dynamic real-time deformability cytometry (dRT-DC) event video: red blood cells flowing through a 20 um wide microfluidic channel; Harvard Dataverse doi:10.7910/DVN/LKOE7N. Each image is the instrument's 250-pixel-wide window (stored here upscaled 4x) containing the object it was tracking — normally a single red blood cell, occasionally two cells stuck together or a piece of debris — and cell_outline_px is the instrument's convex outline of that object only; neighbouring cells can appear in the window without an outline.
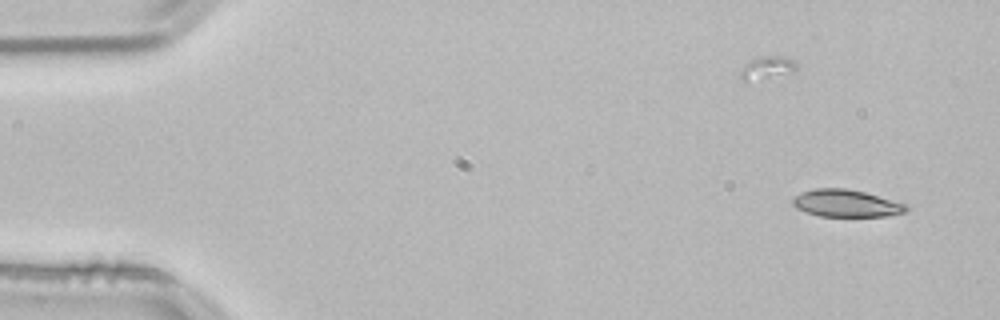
{"species": "common noctule bat (a hibernating species)", "species_latin": "Nyctalus noctula", "temperature_condition": "room temperature", "stored_images_in_passage": 53, "camera_frame_rate_fps": 3000, "um_per_image_px": 0.085, "animal": {"sex": "male", "body_mass_g": 21.5, "forearm_length_mm": 52.0}, "frame": {"image": 1, "passage_image": 3, "time_ms": 0.667, "image_size_px": [1000, 320], "cell_outline_px": [[908, 208], [904, 212], [884, 216], [820, 216], [796, 208], [792, 204], [792, 196], [800, 192], [812, 188], [848, 188], [864, 192], [908, 204]], "centroid_in_image_um": [71.88, 17.26], "position_along_channel_um": 13.1, "area_um2": 18.09}}
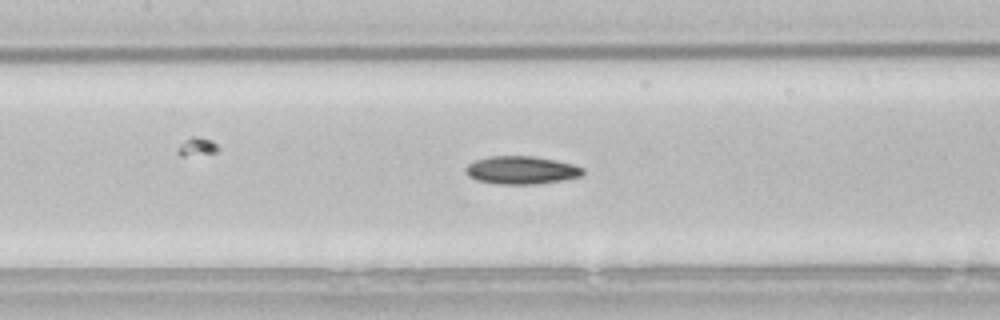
{"frame": {"image": 2, "passage_image": 24, "time_ms": 7.667, "image_size_px": [1000, 320], "cell_outline_px": [[584, 176], [536, 184], [496, 184], [476, 180], [468, 176], [464, 172], [464, 168], [468, 164], [476, 160], [488, 156], [532, 156], [556, 160], [572, 164], [584, 168]], "centroid_in_image_um": [44.3, 14.46], "position_along_channel_um": 163.1, "area_um2": 19.25}}
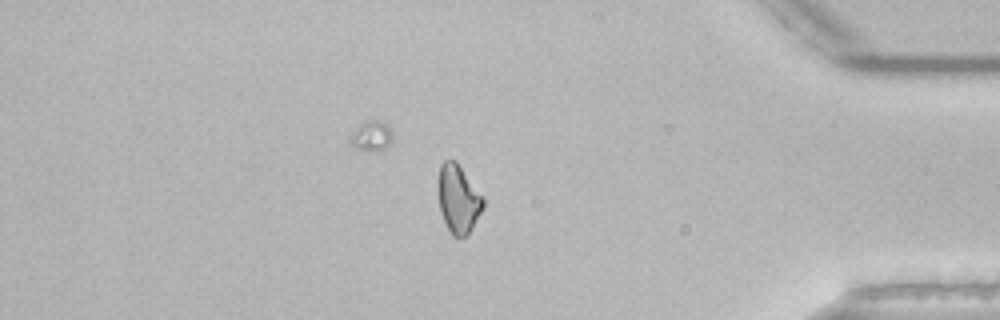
{"frame": {"image": 3, "passage_image": 45, "time_ms": 14.667, "image_size_px": [1000, 320], "cell_outline_px": [[484, 208], [468, 236], [452, 236], [440, 212], [436, 188], [436, 184], [440, 164], [444, 160], [456, 160], [484, 200]], "centroid_in_image_um": [38.91, 16.91], "position_along_channel_um": 396.3, "area_um2": 18.15}, "authors_computed_cell_mechanics": {"area_um2": 18.3804, "velocity_mm_per_s": 3.8026, "shape_relaxation_time_tau1_ms": null, "shape_relaxation_time_tau2_ms": 9.2274, "deformation_change_tau1": null, "deformation_change_tau2": 0.1736}}